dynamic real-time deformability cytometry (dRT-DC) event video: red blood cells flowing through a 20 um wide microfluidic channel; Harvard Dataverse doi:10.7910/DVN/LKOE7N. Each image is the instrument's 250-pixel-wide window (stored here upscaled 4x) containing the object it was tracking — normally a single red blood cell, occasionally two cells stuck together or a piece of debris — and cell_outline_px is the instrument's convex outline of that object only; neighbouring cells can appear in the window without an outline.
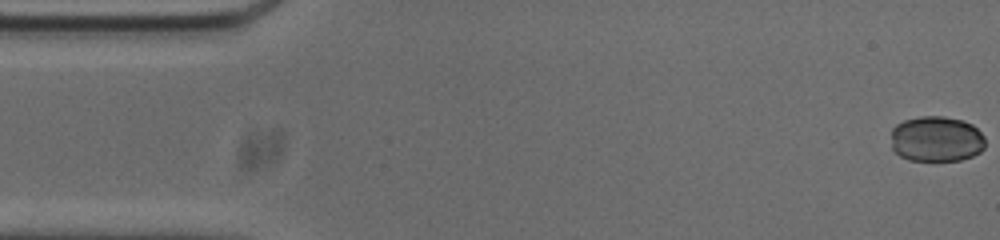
{"species": "common noctule bat (a hibernating species)", "species_latin": "Nyctalus noctula", "temperature_condition": "cold", "stored_images_in_passage": 52, "camera_frame_rate_fps": 3000, "um_per_image_px": 0.085, "animal": {"sex": "male", "body_mass_g": 20.0, "forearm_length_mm": 53.3}, "frame": {"image": 1, "passage_image": 1, "time_ms": 0.0, "image_size_px": [1000, 240], "cell_outline_px": [[984, 148], [980, 152], [972, 156], [960, 160], [908, 160], [900, 156], [892, 148], [892, 128], [896, 124], [904, 120], [920, 116], [944, 116], [964, 120], [972, 124], [984, 136]], "centroid_in_image_um": [79.59, 11.8], "position_along_channel_um": 5.4, "area_um2": 25.14}}
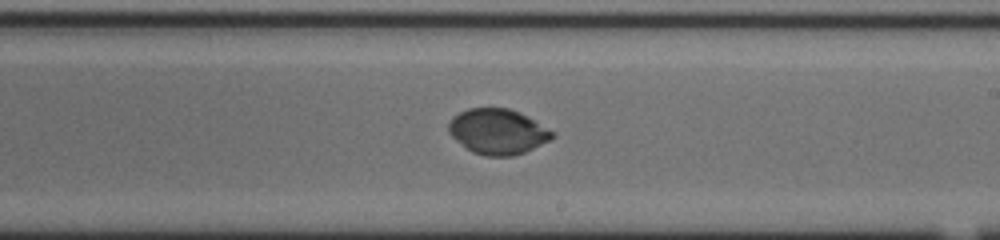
{"frame": {"image": 2, "passage_image": 30, "time_ms": 9.667, "image_size_px": [1000, 240], "cell_outline_px": [[556, 132], [548, 140], [524, 152], [512, 156], [484, 156], [472, 152], [452, 136], [448, 132], [448, 124], [452, 116], [468, 108], [508, 108], [520, 112]], "centroid_in_image_um": [42.28, 11.17], "position_along_channel_um": 246.7, "area_um2": 27.22}}
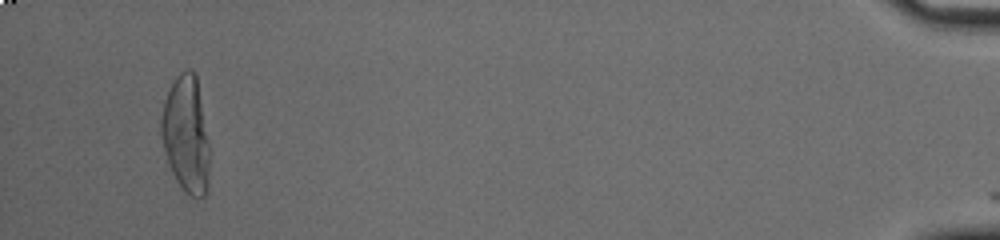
{"frame": {"image": 3, "passage_image": 51, "time_ms": 16.667, "image_size_px": [1000, 240], "cell_outline_px": [[208, 192], [204, 196], [192, 196], [184, 192], [176, 180], [168, 164], [160, 132], [160, 116], [168, 92], [176, 76], [180, 72], [188, 68], [196, 72], [208, 140]], "centroid_in_image_um": [15.81, 11.42], "position_along_channel_um": 419.4, "area_um2": 32.77}}